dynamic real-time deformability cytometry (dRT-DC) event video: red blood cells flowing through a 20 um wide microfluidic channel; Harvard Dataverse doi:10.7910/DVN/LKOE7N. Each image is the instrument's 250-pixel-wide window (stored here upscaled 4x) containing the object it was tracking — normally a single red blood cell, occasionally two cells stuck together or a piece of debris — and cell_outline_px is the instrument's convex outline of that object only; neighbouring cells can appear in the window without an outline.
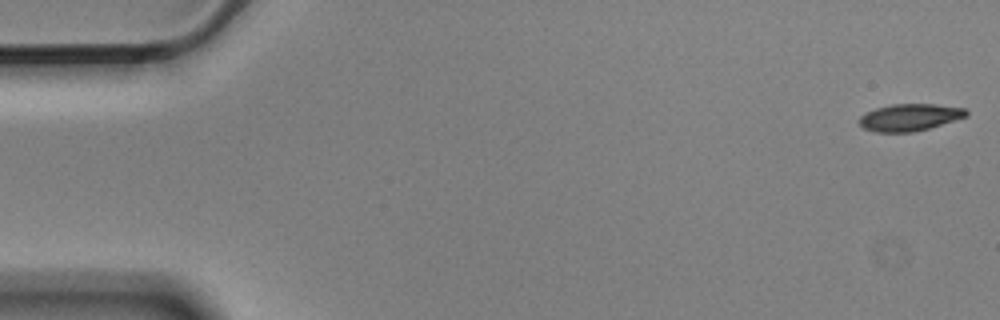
{"species": "Egyptian fruit bat (a non-hibernating species)", "species_latin": "Rousettus aegyptiacus", "temperature_condition": "cold", "stored_images_in_passage": 6, "camera_frame_rate_fps": 3000, "um_per_image_px": 0.085, "animal": {"sex": "male"}, "frame": {"image": 1, "passage_image": 1, "time_ms": 0.0, "image_size_px": [1000, 320], "cell_outline_px": [[968, 116], [928, 128], [912, 132], [876, 132], [864, 128], [856, 120], [860, 116], [876, 108], [892, 104], [936, 104], [964, 108], [968, 112]], "centroid_in_image_um": [77.31, 9.97], "position_along_channel_um": 7.7, "area_um2": 16.76}}
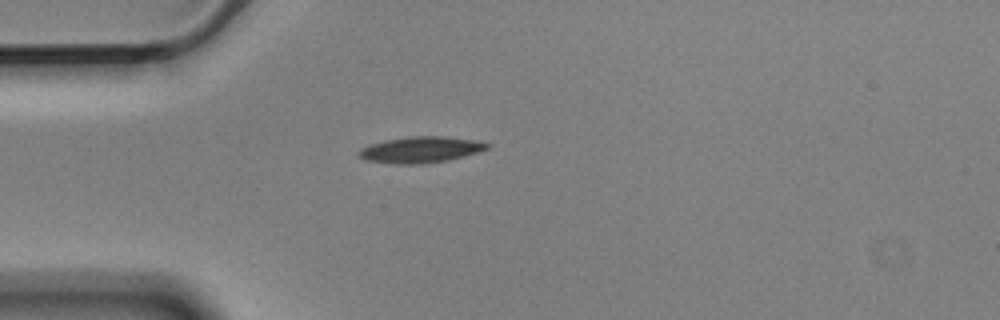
{"frame": {"image": 2, "passage_image": 5, "time_ms": 1.333, "image_size_px": [1000, 320], "cell_outline_px": [[488, 148], [464, 156], [448, 160], [424, 164], [392, 164], [364, 160], [356, 152], [360, 148], [368, 144], [384, 140], [408, 136], [448, 136], [472, 140], [488, 144]], "centroid_in_image_um": [35.65, 12.72], "position_along_channel_um": 49.3, "area_um2": 19.65}}